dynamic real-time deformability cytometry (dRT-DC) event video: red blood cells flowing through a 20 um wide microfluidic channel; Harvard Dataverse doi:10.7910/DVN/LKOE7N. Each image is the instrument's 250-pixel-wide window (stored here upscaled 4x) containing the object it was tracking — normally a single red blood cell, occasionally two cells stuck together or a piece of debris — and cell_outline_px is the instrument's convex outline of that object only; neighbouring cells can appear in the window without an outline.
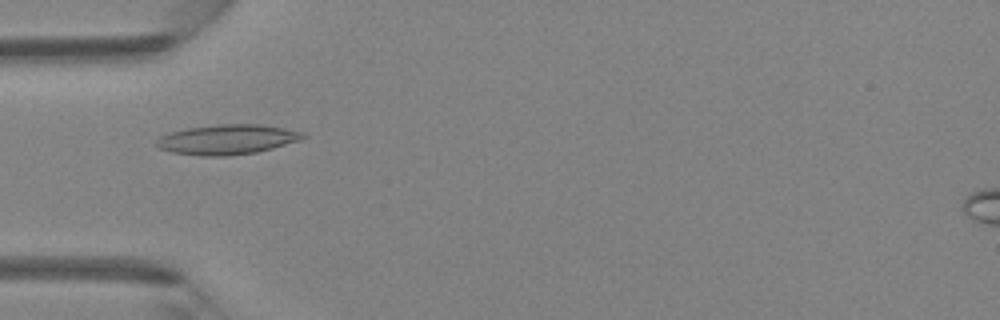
{"species": "Egyptian fruit bat (a non-hibernating species)", "species_latin": "Rousettus aegyptiacus", "temperature_condition": "room temperature", "stored_images_in_passage": 34, "camera_frame_rate_fps": 3000, "um_per_image_px": 0.085, "animal": {"sex": "female"}, "frame": {"image": 1, "passage_image": 3, "time_ms": 0.667, "image_size_px": [1000, 320], "cell_outline_px": [[308, 136], [300, 140], [272, 148], [256, 152], [228, 156], [200, 156], [172, 152], [160, 148], [156, 144], [156, 140], [160, 136], [172, 132], [188, 128], [220, 124], [256, 124], [284, 128], [304, 132]], "centroid_in_image_um": [19.33, 11.86], "position_along_channel_um": 65.7, "area_um2": 25.37}}
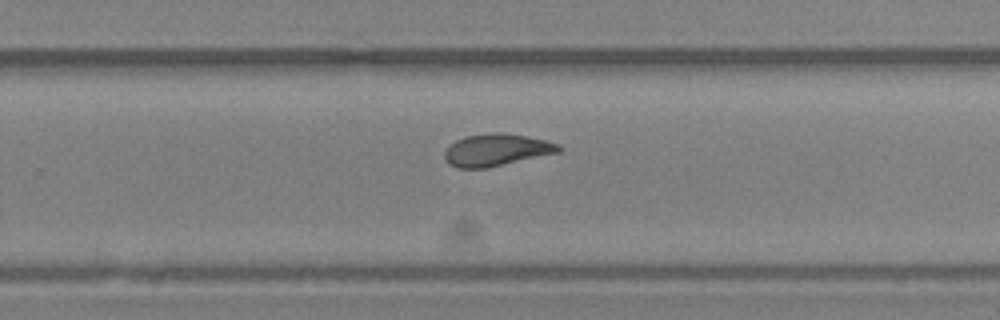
{"frame": {"image": 2, "passage_image": 18, "time_ms": 5.667, "image_size_px": [1000, 320], "cell_outline_px": [[564, 148], [560, 152], [488, 168], [456, 168], [448, 164], [444, 160], [444, 152], [448, 144], [464, 136], [496, 132], [500, 132], [524, 136], [544, 140], [560, 144]], "centroid_in_image_um": [42.16, 12.75], "position_along_channel_um": 287.6, "area_um2": 21.62}}
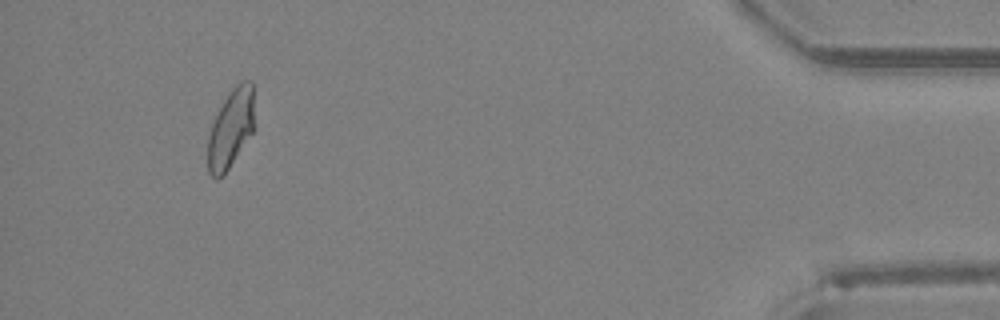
{"frame": {"image": 3, "passage_image": 31, "time_ms": 10.0, "image_size_px": [1000, 320], "cell_outline_px": [[256, 128], [224, 176], [216, 180], [208, 172], [208, 136], [212, 124], [224, 100], [232, 88], [240, 80], [252, 80]], "centroid_in_image_um": [19.66, 10.93], "position_along_channel_um": 415.5, "area_um2": 21.91}}